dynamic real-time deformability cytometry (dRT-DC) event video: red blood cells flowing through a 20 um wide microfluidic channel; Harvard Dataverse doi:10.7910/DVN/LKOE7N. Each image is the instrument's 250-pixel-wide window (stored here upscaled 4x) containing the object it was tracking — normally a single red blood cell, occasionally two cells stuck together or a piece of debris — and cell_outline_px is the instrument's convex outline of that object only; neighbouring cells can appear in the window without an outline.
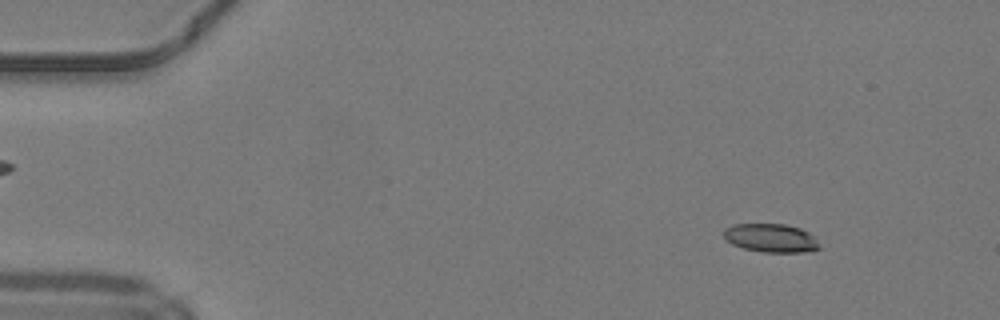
{"species": "common noctule bat (a hibernating species)", "species_latin": "Nyctalus noctula", "temperature_condition": "warm", "stored_images_in_passage": 48, "camera_frame_rate_fps": 3000, "um_per_image_px": 0.085, "animal": {"sex": "male", "body_mass_g": 19.2, "forearm_length_mm": 51.8}, "frame": {"image": 1, "passage_image": 5, "time_ms": 1.333, "image_size_px": [1000, 320], "cell_outline_px": [[820, 248], [800, 252], [764, 252], [744, 248], [732, 244], [724, 240], [724, 228], [732, 224], [784, 224], [800, 228], [816, 236]], "centroid_in_image_um": [65.51, 20.22], "position_along_channel_um": 19.5, "area_um2": 15.95}}
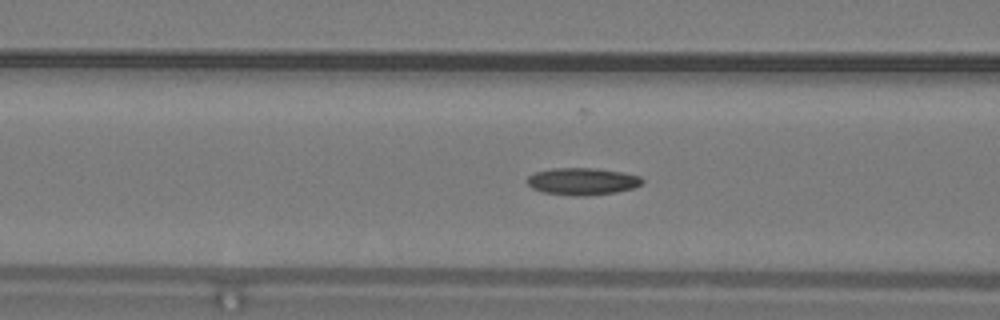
{"frame": {"image": 2, "passage_image": 19, "time_ms": 6.0, "image_size_px": [1000, 320], "cell_outline_px": [[644, 184], [632, 188], [616, 192], [584, 196], [572, 196], [544, 192], [532, 188], [528, 184], [528, 176], [536, 172], [552, 168], [596, 168], [624, 172], [640, 176], [644, 180]], "centroid_in_image_um": [49.54, 15.41], "position_along_channel_um": 117.1, "area_um2": 18.26}}
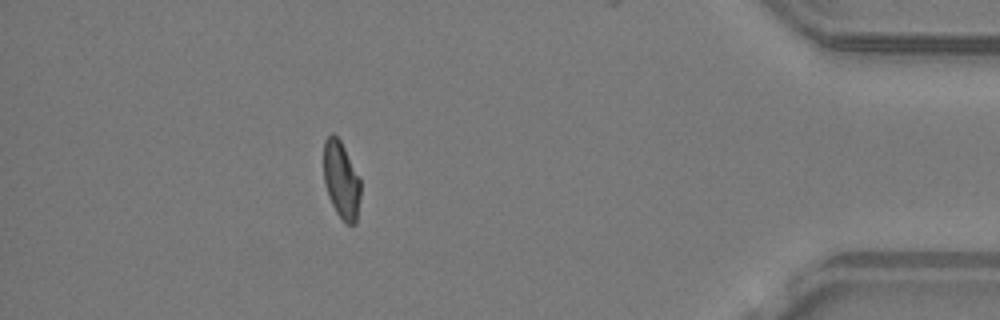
{"frame": {"image": 3, "passage_image": 43, "time_ms": 14.0, "image_size_px": [1000, 320], "cell_outline_px": [[360, 196], [356, 224], [348, 224], [336, 212], [328, 196], [324, 184], [324, 140], [332, 132], [340, 140], [360, 176]], "centroid_in_image_um": [29.01, 15.28], "position_along_channel_um": 406.2, "area_um2": 16.65}, "authors_computed_cell_mechanics": {"area_um2": 17.2533, "velocity_mm_per_s": 4.2328, "shape_relaxation_time_tau1_ms": null, "shape_relaxation_time_tau2_ms": 7.2814, "deformation_change_tau1": null, "deformation_change_tau2": 0.1423}}